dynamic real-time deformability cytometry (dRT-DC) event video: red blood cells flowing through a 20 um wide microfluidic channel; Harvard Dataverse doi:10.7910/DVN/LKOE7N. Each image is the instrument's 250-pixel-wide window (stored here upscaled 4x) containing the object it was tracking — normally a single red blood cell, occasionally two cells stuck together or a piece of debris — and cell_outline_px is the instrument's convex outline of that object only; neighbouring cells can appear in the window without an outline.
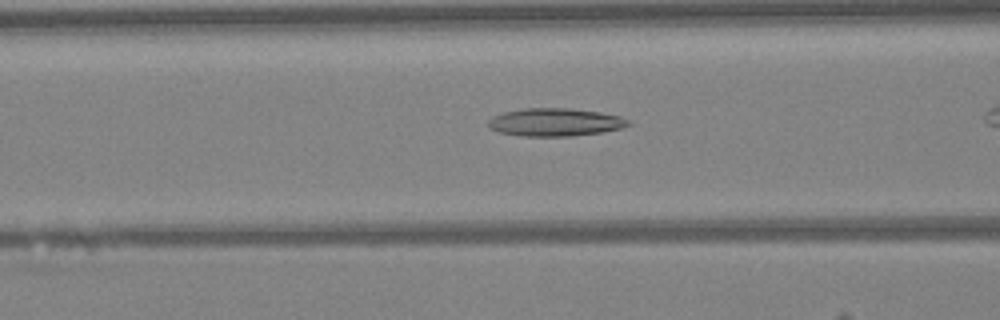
{"species": "Egyptian fruit bat (a non-hibernating species)", "species_latin": "Rousettus aegyptiacus", "temperature_condition": "warm", "stored_images_in_passage": 26, "camera_frame_rate_fps": 3000, "um_per_image_px": 0.085, "animal": {"sex": "female"}, "frame": {"image": 1, "passage_image": 8, "time_ms": 2.333, "image_size_px": [1000, 320], "cell_outline_px": [[632, 124], [620, 128], [600, 132], [572, 136], [524, 136], [500, 132], [492, 128], [488, 124], [488, 120], [492, 116], [504, 112], [524, 108], [568, 108], [600, 112], [620, 116], [628, 120]], "centroid_in_image_um": [47.19, 10.38], "position_along_channel_um": 119.4, "area_um2": 22.6}}
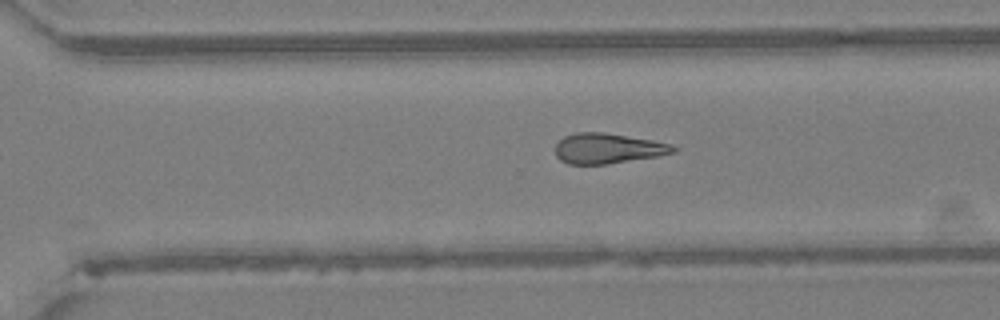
{"frame": {"image": 2, "passage_image": 22, "time_ms": 7.0, "image_size_px": [1000, 320], "cell_outline_px": [[680, 148], [676, 152], [660, 156], [604, 164], [568, 164], [560, 160], [556, 156], [556, 144], [564, 136], [576, 132], [604, 132], [652, 140], [672, 144]], "centroid_in_image_um": [51.7, 12.61], "position_along_channel_um": 318.9, "area_um2": 20.92}}